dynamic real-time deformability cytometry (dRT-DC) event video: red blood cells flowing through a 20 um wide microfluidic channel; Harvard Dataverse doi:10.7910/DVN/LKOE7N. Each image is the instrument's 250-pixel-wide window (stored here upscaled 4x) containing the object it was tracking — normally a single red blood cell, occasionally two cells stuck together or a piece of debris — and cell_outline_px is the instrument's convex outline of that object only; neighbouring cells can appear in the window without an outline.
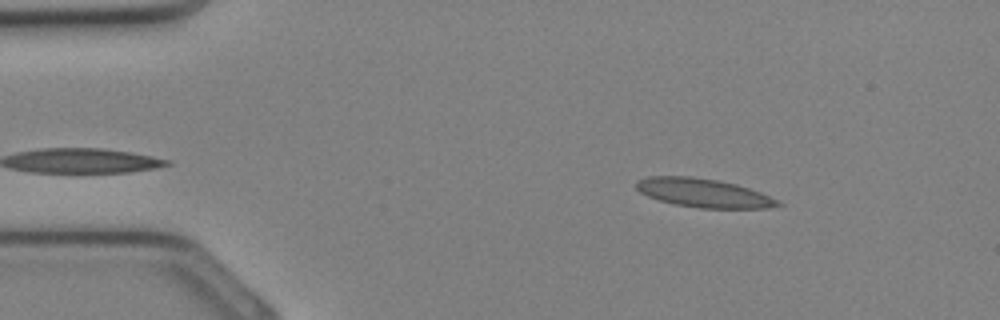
{"species": "Egyptian fruit bat (a non-hibernating species)", "species_latin": "Rousettus aegyptiacus", "temperature_condition": "cold", "stored_images_in_passage": 10, "camera_frame_rate_fps": 3000, "um_per_image_px": 0.085, "animal": {"sex": "female"}, "frame": {"image": 1, "passage_image": 3, "time_ms": 0.667, "image_size_px": [1000, 320], "cell_outline_px": [[784, 204], [764, 208], [700, 208], [676, 204], [660, 200], [648, 196], [640, 192], [636, 188], [636, 180], [648, 176], [692, 176], [720, 180], [736, 184], [760, 192]], "centroid_in_image_um": [59.76, 16.38], "position_along_channel_um": 25.2, "area_um2": 23.52}}
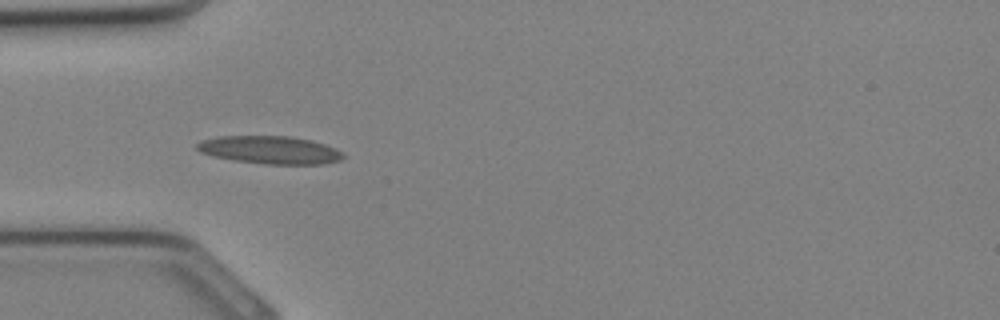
{"frame": {"image": 2, "passage_image": 8, "time_ms": 2.333, "image_size_px": [1000, 320], "cell_outline_px": [[344, 156], [340, 160], [320, 164], [264, 164], [236, 160], [212, 156], [200, 152], [196, 148], [196, 144], [204, 140], [220, 136], [288, 136], [312, 140], [324, 144], [344, 152]], "centroid_in_image_um": [22.96, 12.74], "position_along_channel_um": 62.0, "area_um2": 23.58}}
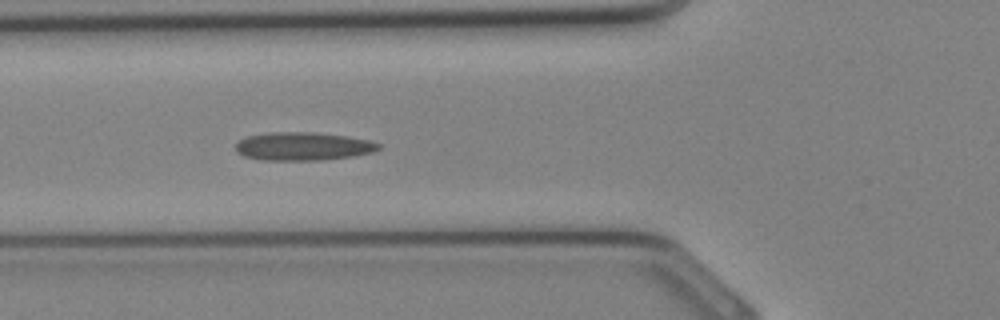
{"frame": {"image": 3, "passage_image": 10, "time_ms": 3.0, "image_size_px": [1000, 320], "cell_outline_px": [[380, 148], [372, 152], [352, 156], [320, 160], [260, 160], [244, 156], [236, 152], [236, 144], [240, 140], [248, 136], [268, 132], [312, 132], [348, 136], [368, 140], [380, 144]], "centroid_in_image_um": [25.73, 12.43], "position_along_channel_um": 100.1, "area_um2": 23.47}}